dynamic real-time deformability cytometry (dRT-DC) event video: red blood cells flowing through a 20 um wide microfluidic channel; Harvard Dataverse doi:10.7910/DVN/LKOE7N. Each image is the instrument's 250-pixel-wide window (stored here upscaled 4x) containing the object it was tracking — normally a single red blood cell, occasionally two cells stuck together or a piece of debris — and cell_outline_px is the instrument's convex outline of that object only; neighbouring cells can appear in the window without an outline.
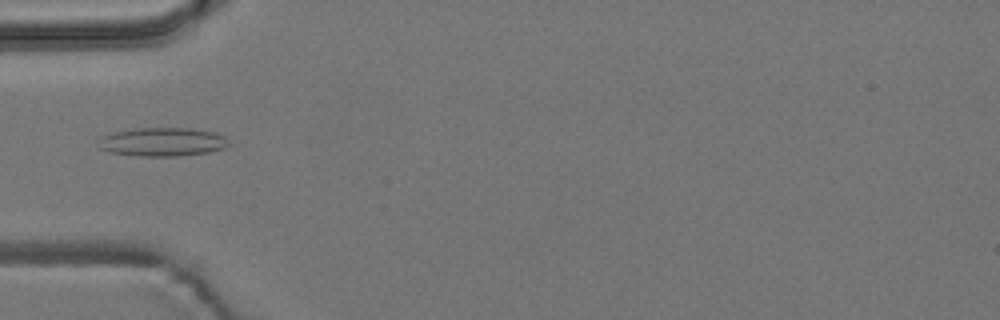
{"species": "common noctule bat (a hibernating species)", "species_latin": "Nyctalus noctula", "temperature_condition": "room temperature", "stored_images_in_passage": 2, "camera_frame_rate_fps": 3000, "um_per_image_px": 0.085, "animal": {"sex": "male", "body_mass_g": 19.2, "forearm_length_mm": 51.8}, "frame": {"image": 1, "passage_image": 2, "time_ms": 4.667, "image_size_px": [1000, 320], "cell_outline_px": [[232, 144], [224, 148], [208, 152], [176, 156], [140, 156], [112, 152], [96, 148], [96, 140], [100, 136], [112, 132], [132, 128], [192, 128], [212, 132], [224, 136]], "centroid_in_image_um": [13.74, 12.05], "position_along_channel_um": 71.3, "area_um2": 22.08}}